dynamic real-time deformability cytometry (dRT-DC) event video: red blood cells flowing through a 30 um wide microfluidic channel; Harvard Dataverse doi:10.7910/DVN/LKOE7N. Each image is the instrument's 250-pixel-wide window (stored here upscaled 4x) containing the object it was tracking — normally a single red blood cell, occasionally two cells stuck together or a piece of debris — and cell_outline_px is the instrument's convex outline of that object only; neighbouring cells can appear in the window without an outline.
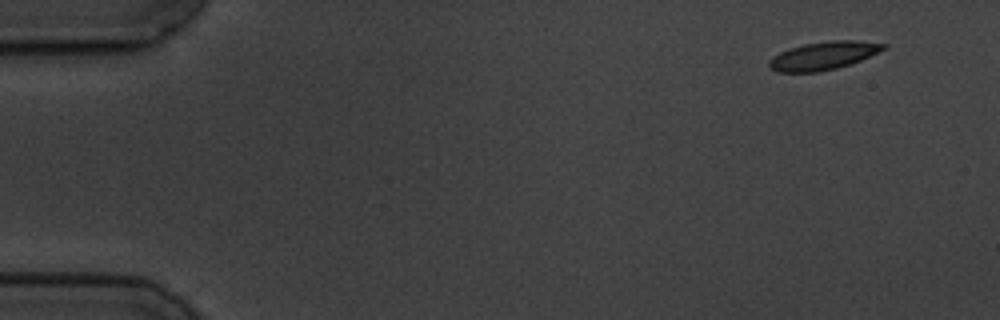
{"species": "common noctule bat (a hibernating species)", "species_latin": "Nyctalus noctula", "temperature_condition": "cold", "stored_images_in_passage": 55, "camera_frame_rate_fps": 3000, "um_per_image_px": 0.085, "animal": {"sex": "male", "body_mass_g": 19.5, "forearm_length_mm": 54.6}, "frame": {"image": 1, "passage_image": 1, "time_ms": 0.0, "image_size_px": [1000, 320], "cell_outline_px": [[888, 48], [860, 60], [836, 68], [820, 72], [776, 72], [768, 68], [768, 60], [780, 52], [788, 48], [804, 44], [832, 40], [856, 40], [888, 44]], "centroid_in_image_um": [69.97, 4.73], "position_along_channel_um": 15.0, "area_um2": 18.84}}
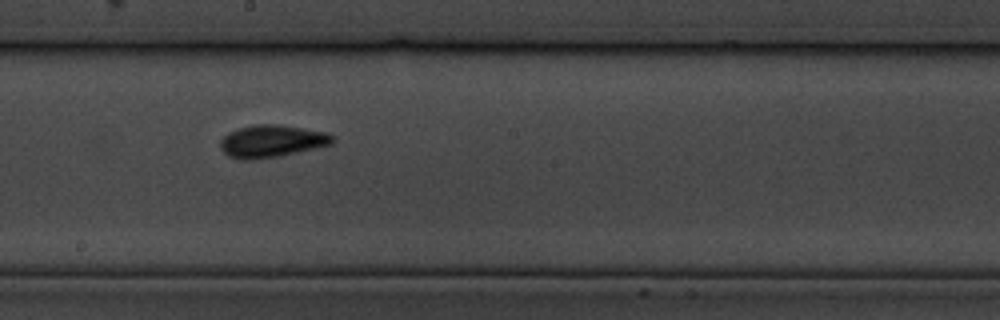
{"frame": {"image": 2, "passage_image": 29, "time_ms": 9.333, "image_size_px": [1000, 320], "cell_outline_px": [[336, 140], [332, 144], [316, 148], [280, 156], [252, 160], [240, 160], [228, 156], [220, 148], [220, 140], [228, 132], [236, 128], [252, 124], [276, 124], [328, 132], [336, 136]], "centroid_in_image_um": [23.1, 11.99], "position_along_channel_um": 225.1, "area_um2": 21.56}}
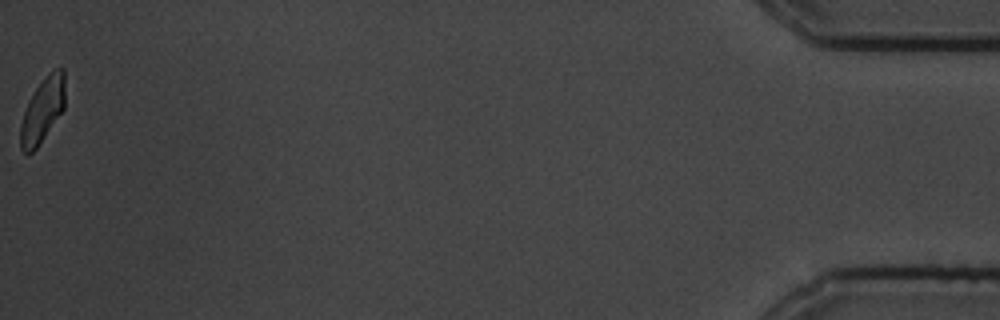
{"frame": {"image": 3, "passage_image": 55, "time_ms": 18.0, "image_size_px": [1000, 320], "cell_outline_px": [[64, 108], [36, 148], [32, 152], [24, 152], [20, 148], [20, 124], [28, 100], [36, 88], [48, 72], [52, 68], [60, 64], [64, 68]], "centroid_in_image_um": [3.62, 9.29], "position_along_channel_um": 431.6, "area_um2": 16.76}, "authors_computed_cell_mechanics": {"area_um2": 18.9584, "velocity_mm_per_s": 3.4691, "shape_relaxation_time_tau1_ms": 5.0622, "shape_relaxation_time_tau2_ms": 1.6523, "deformation_change_tau1": 0.1393, "deformation_change_tau2": 0.0686}}